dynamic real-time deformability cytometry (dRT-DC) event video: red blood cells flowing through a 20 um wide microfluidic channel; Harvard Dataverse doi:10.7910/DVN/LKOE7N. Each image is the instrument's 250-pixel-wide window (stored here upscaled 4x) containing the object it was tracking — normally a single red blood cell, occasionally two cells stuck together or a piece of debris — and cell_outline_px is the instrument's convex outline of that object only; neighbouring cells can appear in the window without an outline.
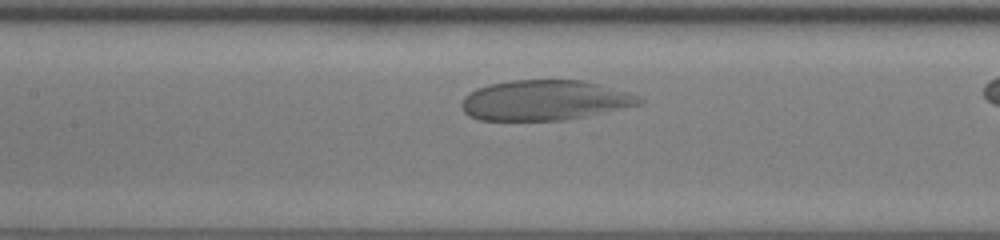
{"species": "human", "species_latin": "Homo sapiens", "temperature_condition": "room temperature", "stored_images_in_passage": 34, "camera_frame_rate_fps": 3000, "um_per_image_px": 0.085, "donor": {"sex": "female"}, "frame": {"image": 1, "passage_image": 16, "time_ms": 5.0, "image_size_px": [1000, 240], "cell_outline_px": [[644, 100], [640, 104], [584, 116], [564, 120], [480, 120], [468, 116], [464, 112], [460, 104], [464, 96], [476, 88], [488, 84], [508, 80], [584, 80], [628, 92], [640, 96]], "centroid_in_image_um": [46.24, 8.51], "position_along_channel_um": 161.2, "area_um2": 41.56}}
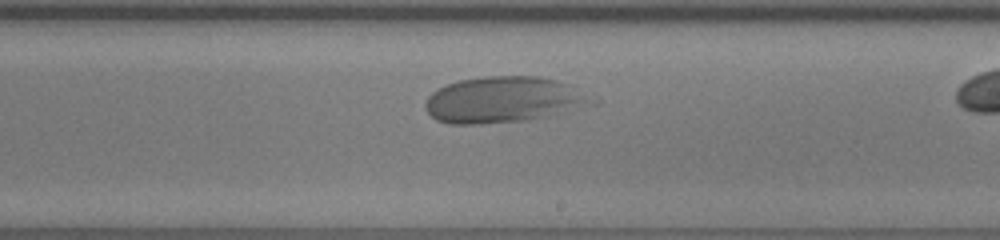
{"frame": {"image": 2, "passage_image": 23, "time_ms": 7.333, "image_size_px": [1000, 240], "cell_outline_px": [[580, 100], [564, 112], [548, 116], [528, 120], [476, 124], [448, 124], [436, 120], [428, 112], [424, 104], [428, 96], [436, 88], [460, 80], [484, 76], [536, 76], [556, 80], [568, 84]], "centroid_in_image_um": [42.45, 8.48], "position_along_channel_um": 246.5, "area_um2": 42.6}}
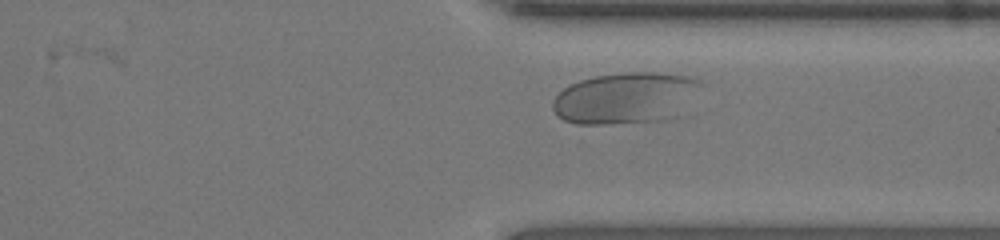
{"frame": {"image": 3, "passage_image": 32, "time_ms": 10.333, "image_size_px": [1000, 240], "cell_outline_px": [[704, 84], [680, 116], [668, 120], [604, 124], [576, 124], [564, 120], [556, 116], [552, 108], [552, 100], [568, 84], [580, 80], [596, 76], [624, 72], [652, 72], [688, 76], [700, 80]], "centroid_in_image_um": [53.2, 8.34], "position_along_channel_um": 358.2, "area_um2": 45.03}}